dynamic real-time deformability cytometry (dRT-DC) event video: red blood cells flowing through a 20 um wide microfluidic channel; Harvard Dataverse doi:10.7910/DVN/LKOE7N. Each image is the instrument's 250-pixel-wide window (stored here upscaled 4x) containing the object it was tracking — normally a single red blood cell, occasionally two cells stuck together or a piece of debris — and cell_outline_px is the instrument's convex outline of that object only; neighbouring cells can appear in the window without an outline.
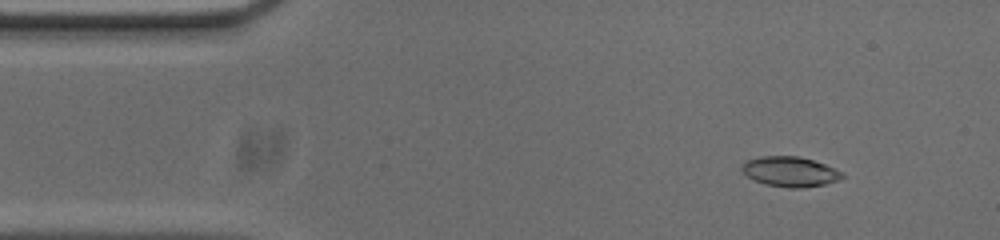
{"species": "common noctule bat (a hibernating species)", "species_latin": "Nyctalus noctula", "temperature_condition": "cold", "stored_images_in_passage": 54, "camera_frame_rate_fps": 3000, "um_per_image_px": 0.085, "animal": {"sex": "male", "body_mass_g": 20.0, "forearm_length_mm": 53.3}, "frame": {"image": 1, "passage_image": 6, "time_ms": 1.667, "image_size_px": [1000, 240], "cell_outline_px": [[844, 176], [836, 180], [824, 184], [804, 188], [788, 188], [764, 184], [748, 176], [740, 168], [748, 160], [760, 156], [796, 156], [812, 160], [824, 164], [840, 172]], "centroid_in_image_um": [67.12, 14.59], "position_along_channel_um": 17.9, "area_um2": 17.17}}
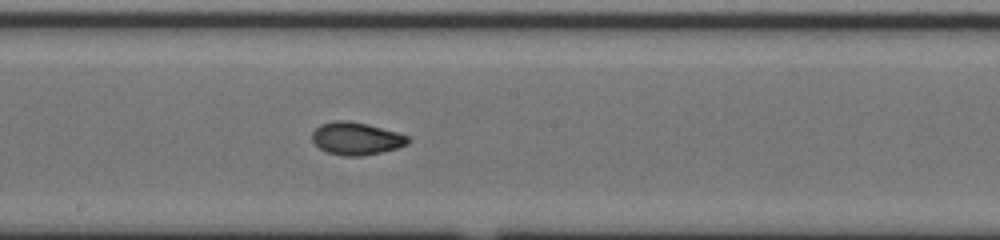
{"frame": {"image": 2, "passage_image": 28, "time_ms": 9.0, "image_size_px": [1000, 240], "cell_outline_px": [[412, 140], [408, 144], [396, 148], [380, 152], [360, 156], [344, 156], [328, 152], [320, 148], [312, 140], [312, 132], [320, 124], [336, 120], [348, 120], [368, 124], [396, 132], [408, 136]], "centroid_in_image_um": [30.28, 11.76], "position_along_channel_um": 217.9, "area_um2": 18.15}}
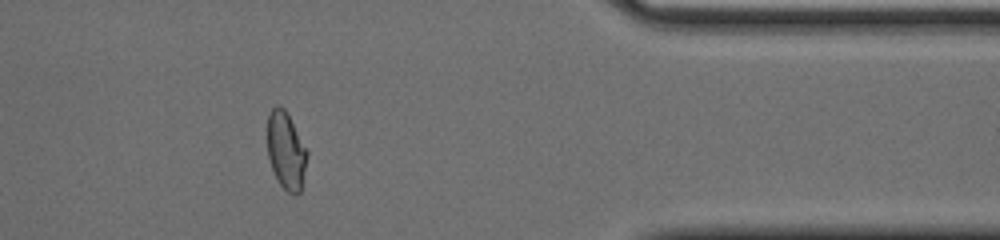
{"frame": {"image": 3, "passage_image": 44, "time_ms": 14.333, "image_size_px": [1000, 240], "cell_outline_px": [[308, 156], [300, 192], [288, 192], [280, 184], [272, 168], [268, 156], [268, 116], [272, 108], [276, 104], [280, 104], [284, 108], [308, 152]], "centroid_in_image_um": [24.31, 12.77], "position_along_channel_um": 387.1, "area_um2": 17.51}, "authors_computed_cell_mechanics": {"area_um2": 18.1492, "velocity_mm_per_s": 3.7056, "shape_relaxation_time_tau1_ms": 7.016, "shape_relaxation_time_tau2_ms": 1.7617, "deformation_change_tau1": 0.1788, "deformation_change_tau2": 0.0584}}